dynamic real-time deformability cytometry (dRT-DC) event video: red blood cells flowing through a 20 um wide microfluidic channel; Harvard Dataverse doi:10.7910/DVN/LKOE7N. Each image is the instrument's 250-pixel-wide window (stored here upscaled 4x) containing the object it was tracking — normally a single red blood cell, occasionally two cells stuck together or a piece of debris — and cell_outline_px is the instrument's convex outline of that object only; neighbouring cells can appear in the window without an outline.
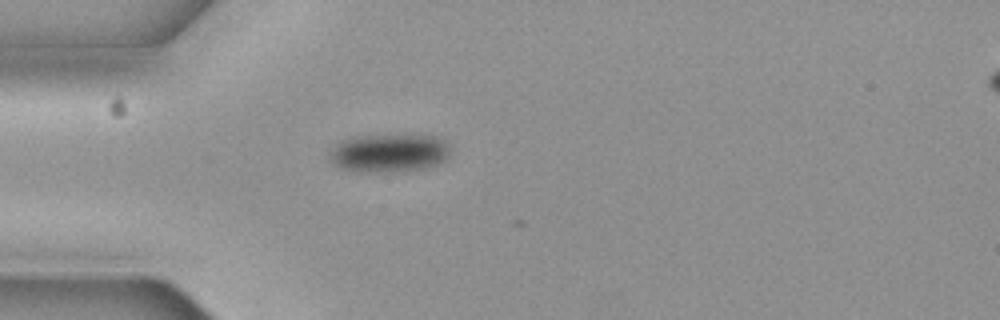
{"species": "common noctule bat (a hibernating species)", "species_latin": "Nyctalus noctula", "temperature_condition": "cold", "stored_images_in_passage": 5, "segment_of_instrument_passage": [1, 2], "camera_frame_rate_fps": 3000, "um_per_image_px": 0.085, "animal": {"sex": "female", "body_mass_g": 19.3, "forearm_length_mm": 54.1}, "frame": {"image": 1, "passage_image": 3, "time_ms": 0.667, "image_size_px": [1000, 320], "cell_outline_px": [[448, 156], [444, 160], [436, 164], [424, 168], [340, 168], [328, 160], [328, 156], [332, 148], [340, 140], [356, 136], [436, 136], [448, 140]], "centroid_in_image_um": [33.07, 12.92], "position_along_channel_um": 51.9, "area_um2": 25.26}}